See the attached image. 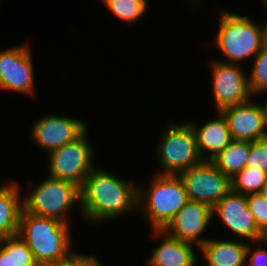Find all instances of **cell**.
Here are the masks:
<instances>
[{
  "label": "cell",
  "mask_w": 267,
  "mask_h": 266,
  "mask_svg": "<svg viewBox=\"0 0 267 266\" xmlns=\"http://www.w3.org/2000/svg\"><path fill=\"white\" fill-rule=\"evenodd\" d=\"M246 166L267 173V137L250 142V152Z\"/></svg>",
  "instance_id": "d4e9b609"
},
{
  "label": "cell",
  "mask_w": 267,
  "mask_h": 266,
  "mask_svg": "<svg viewBox=\"0 0 267 266\" xmlns=\"http://www.w3.org/2000/svg\"><path fill=\"white\" fill-rule=\"evenodd\" d=\"M248 244L236 241L208 239L200 250L208 266H244Z\"/></svg>",
  "instance_id": "e0dca14e"
},
{
  "label": "cell",
  "mask_w": 267,
  "mask_h": 266,
  "mask_svg": "<svg viewBox=\"0 0 267 266\" xmlns=\"http://www.w3.org/2000/svg\"><path fill=\"white\" fill-rule=\"evenodd\" d=\"M87 129L74 141L51 151L49 154V175L67 180L81 187L87 175L94 168V150L86 139Z\"/></svg>",
  "instance_id": "52a82bcc"
},
{
  "label": "cell",
  "mask_w": 267,
  "mask_h": 266,
  "mask_svg": "<svg viewBox=\"0 0 267 266\" xmlns=\"http://www.w3.org/2000/svg\"><path fill=\"white\" fill-rule=\"evenodd\" d=\"M253 66L248 85L252 95L263 93L267 89V44L263 43L259 52L253 58Z\"/></svg>",
  "instance_id": "7402d4cb"
},
{
  "label": "cell",
  "mask_w": 267,
  "mask_h": 266,
  "mask_svg": "<svg viewBox=\"0 0 267 266\" xmlns=\"http://www.w3.org/2000/svg\"><path fill=\"white\" fill-rule=\"evenodd\" d=\"M267 179V173L259 169L245 166L231 178V190L244 195L259 193Z\"/></svg>",
  "instance_id": "ffe728a7"
},
{
  "label": "cell",
  "mask_w": 267,
  "mask_h": 266,
  "mask_svg": "<svg viewBox=\"0 0 267 266\" xmlns=\"http://www.w3.org/2000/svg\"><path fill=\"white\" fill-rule=\"evenodd\" d=\"M264 43L267 44V23L263 24Z\"/></svg>",
  "instance_id": "f546056e"
},
{
  "label": "cell",
  "mask_w": 267,
  "mask_h": 266,
  "mask_svg": "<svg viewBox=\"0 0 267 266\" xmlns=\"http://www.w3.org/2000/svg\"><path fill=\"white\" fill-rule=\"evenodd\" d=\"M215 45L234 64L255 55L264 43L263 27L249 17L222 11Z\"/></svg>",
  "instance_id": "277c9868"
},
{
  "label": "cell",
  "mask_w": 267,
  "mask_h": 266,
  "mask_svg": "<svg viewBox=\"0 0 267 266\" xmlns=\"http://www.w3.org/2000/svg\"><path fill=\"white\" fill-rule=\"evenodd\" d=\"M30 195V196H29ZM22 200L25 212L54 218L68 224V210L80 204V187L67 180L49 176Z\"/></svg>",
  "instance_id": "5b68a950"
},
{
  "label": "cell",
  "mask_w": 267,
  "mask_h": 266,
  "mask_svg": "<svg viewBox=\"0 0 267 266\" xmlns=\"http://www.w3.org/2000/svg\"><path fill=\"white\" fill-rule=\"evenodd\" d=\"M20 188L15 182L0 188V241L17 235L23 209Z\"/></svg>",
  "instance_id": "ac0fdd59"
},
{
  "label": "cell",
  "mask_w": 267,
  "mask_h": 266,
  "mask_svg": "<svg viewBox=\"0 0 267 266\" xmlns=\"http://www.w3.org/2000/svg\"><path fill=\"white\" fill-rule=\"evenodd\" d=\"M261 247L259 246L258 249L254 250L253 252L251 251V246L247 247L246 250V258H249L248 266H267V251L265 249H260ZM252 252V253H251Z\"/></svg>",
  "instance_id": "4316f807"
},
{
  "label": "cell",
  "mask_w": 267,
  "mask_h": 266,
  "mask_svg": "<svg viewBox=\"0 0 267 266\" xmlns=\"http://www.w3.org/2000/svg\"><path fill=\"white\" fill-rule=\"evenodd\" d=\"M259 194L262 195L267 200V179H266L264 185L262 186Z\"/></svg>",
  "instance_id": "f1b7e54d"
},
{
  "label": "cell",
  "mask_w": 267,
  "mask_h": 266,
  "mask_svg": "<svg viewBox=\"0 0 267 266\" xmlns=\"http://www.w3.org/2000/svg\"><path fill=\"white\" fill-rule=\"evenodd\" d=\"M226 227L243 240L267 241V236L257 227L253 214L248 208L246 195L230 190L213 208Z\"/></svg>",
  "instance_id": "9c48e42d"
},
{
  "label": "cell",
  "mask_w": 267,
  "mask_h": 266,
  "mask_svg": "<svg viewBox=\"0 0 267 266\" xmlns=\"http://www.w3.org/2000/svg\"><path fill=\"white\" fill-rule=\"evenodd\" d=\"M154 235H163L162 244L154 248L147 265L151 266H195L196 256L193 244L170 237L162 230H154Z\"/></svg>",
  "instance_id": "2e32d148"
},
{
  "label": "cell",
  "mask_w": 267,
  "mask_h": 266,
  "mask_svg": "<svg viewBox=\"0 0 267 266\" xmlns=\"http://www.w3.org/2000/svg\"><path fill=\"white\" fill-rule=\"evenodd\" d=\"M212 65L213 95L218 112L242 104L252 97L248 78L244 75L240 64L216 61Z\"/></svg>",
  "instance_id": "30bf717a"
},
{
  "label": "cell",
  "mask_w": 267,
  "mask_h": 266,
  "mask_svg": "<svg viewBox=\"0 0 267 266\" xmlns=\"http://www.w3.org/2000/svg\"><path fill=\"white\" fill-rule=\"evenodd\" d=\"M246 200L257 227L267 236V200L259 193L247 194Z\"/></svg>",
  "instance_id": "cb8c5ba5"
},
{
  "label": "cell",
  "mask_w": 267,
  "mask_h": 266,
  "mask_svg": "<svg viewBox=\"0 0 267 266\" xmlns=\"http://www.w3.org/2000/svg\"><path fill=\"white\" fill-rule=\"evenodd\" d=\"M0 266H13L12 251H5L0 248Z\"/></svg>",
  "instance_id": "83f0119b"
},
{
  "label": "cell",
  "mask_w": 267,
  "mask_h": 266,
  "mask_svg": "<svg viewBox=\"0 0 267 266\" xmlns=\"http://www.w3.org/2000/svg\"><path fill=\"white\" fill-rule=\"evenodd\" d=\"M156 151L162 166L160 175H179L203 161L198 148L195 133L187 122L181 125L168 124Z\"/></svg>",
  "instance_id": "8992f818"
},
{
  "label": "cell",
  "mask_w": 267,
  "mask_h": 266,
  "mask_svg": "<svg viewBox=\"0 0 267 266\" xmlns=\"http://www.w3.org/2000/svg\"><path fill=\"white\" fill-rule=\"evenodd\" d=\"M220 112L226 118L232 140L253 142L266 138L263 105L253 102L251 98Z\"/></svg>",
  "instance_id": "4fadbf2b"
},
{
  "label": "cell",
  "mask_w": 267,
  "mask_h": 266,
  "mask_svg": "<svg viewBox=\"0 0 267 266\" xmlns=\"http://www.w3.org/2000/svg\"><path fill=\"white\" fill-rule=\"evenodd\" d=\"M217 113H220L219 117L203 124L202 127L196 125L197 123L188 122L195 133L197 148L203 160L213 159L232 141L226 118L221 112ZM207 151L210 155L204 157Z\"/></svg>",
  "instance_id": "9a60e30c"
},
{
  "label": "cell",
  "mask_w": 267,
  "mask_h": 266,
  "mask_svg": "<svg viewBox=\"0 0 267 266\" xmlns=\"http://www.w3.org/2000/svg\"><path fill=\"white\" fill-rule=\"evenodd\" d=\"M38 120L31 129L32 140L49 153L74 141L87 129L83 121L64 116L46 115Z\"/></svg>",
  "instance_id": "5bb4252c"
},
{
  "label": "cell",
  "mask_w": 267,
  "mask_h": 266,
  "mask_svg": "<svg viewBox=\"0 0 267 266\" xmlns=\"http://www.w3.org/2000/svg\"><path fill=\"white\" fill-rule=\"evenodd\" d=\"M188 199L213 208L230 190L231 179L218 170L210 160L190 167L179 174Z\"/></svg>",
  "instance_id": "ba28073f"
},
{
  "label": "cell",
  "mask_w": 267,
  "mask_h": 266,
  "mask_svg": "<svg viewBox=\"0 0 267 266\" xmlns=\"http://www.w3.org/2000/svg\"><path fill=\"white\" fill-rule=\"evenodd\" d=\"M40 266H101L95 256H84L83 254H73L69 259L62 262L47 263Z\"/></svg>",
  "instance_id": "484cf974"
},
{
  "label": "cell",
  "mask_w": 267,
  "mask_h": 266,
  "mask_svg": "<svg viewBox=\"0 0 267 266\" xmlns=\"http://www.w3.org/2000/svg\"><path fill=\"white\" fill-rule=\"evenodd\" d=\"M28 44L0 51V88L26 93L34 92L33 61Z\"/></svg>",
  "instance_id": "8fae6325"
},
{
  "label": "cell",
  "mask_w": 267,
  "mask_h": 266,
  "mask_svg": "<svg viewBox=\"0 0 267 266\" xmlns=\"http://www.w3.org/2000/svg\"><path fill=\"white\" fill-rule=\"evenodd\" d=\"M264 113H265V130H266V137H267V104L266 106L263 105Z\"/></svg>",
  "instance_id": "4dcf8cb0"
},
{
  "label": "cell",
  "mask_w": 267,
  "mask_h": 266,
  "mask_svg": "<svg viewBox=\"0 0 267 266\" xmlns=\"http://www.w3.org/2000/svg\"><path fill=\"white\" fill-rule=\"evenodd\" d=\"M0 244L5 251H12L13 266H39L28 245L18 235L6 237Z\"/></svg>",
  "instance_id": "603a6c76"
},
{
  "label": "cell",
  "mask_w": 267,
  "mask_h": 266,
  "mask_svg": "<svg viewBox=\"0 0 267 266\" xmlns=\"http://www.w3.org/2000/svg\"><path fill=\"white\" fill-rule=\"evenodd\" d=\"M119 19L134 23L141 19L147 9V0H101Z\"/></svg>",
  "instance_id": "44dd1931"
},
{
  "label": "cell",
  "mask_w": 267,
  "mask_h": 266,
  "mask_svg": "<svg viewBox=\"0 0 267 266\" xmlns=\"http://www.w3.org/2000/svg\"><path fill=\"white\" fill-rule=\"evenodd\" d=\"M147 192L138 187V208L145 209L153 230H163L178 211L189 201L185 185L179 175L154 177Z\"/></svg>",
  "instance_id": "3957f363"
},
{
  "label": "cell",
  "mask_w": 267,
  "mask_h": 266,
  "mask_svg": "<svg viewBox=\"0 0 267 266\" xmlns=\"http://www.w3.org/2000/svg\"><path fill=\"white\" fill-rule=\"evenodd\" d=\"M138 186L94 167L80 187L82 214L89 221L100 223L131 212L138 208Z\"/></svg>",
  "instance_id": "6da1fadb"
},
{
  "label": "cell",
  "mask_w": 267,
  "mask_h": 266,
  "mask_svg": "<svg viewBox=\"0 0 267 266\" xmlns=\"http://www.w3.org/2000/svg\"><path fill=\"white\" fill-rule=\"evenodd\" d=\"M250 152V141L232 140L210 161L230 179L245 166Z\"/></svg>",
  "instance_id": "d6986e66"
},
{
  "label": "cell",
  "mask_w": 267,
  "mask_h": 266,
  "mask_svg": "<svg viewBox=\"0 0 267 266\" xmlns=\"http://www.w3.org/2000/svg\"><path fill=\"white\" fill-rule=\"evenodd\" d=\"M212 218L209 205L189 200L162 231L181 241L196 243L200 248L208 240L200 238V235Z\"/></svg>",
  "instance_id": "7c38bea8"
},
{
  "label": "cell",
  "mask_w": 267,
  "mask_h": 266,
  "mask_svg": "<svg viewBox=\"0 0 267 266\" xmlns=\"http://www.w3.org/2000/svg\"><path fill=\"white\" fill-rule=\"evenodd\" d=\"M264 1V3H265V6L267 7V0H263ZM267 9V8H266Z\"/></svg>",
  "instance_id": "1f68e13d"
},
{
  "label": "cell",
  "mask_w": 267,
  "mask_h": 266,
  "mask_svg": "<svg viewBox=\"0 0 267 266\" xmlns=\"http://www.w3.org/2000/svg\"><path fill=\"white\" fill-rule=\"evenodd\" d=\"M69 229L68 224L57 219L37 216L22 209L17 235L28 245L40 266L65 261L75 254L70 252Z\"/></svg>",
  "instance_id": "7a4b0ae2"
}]
</instances>
